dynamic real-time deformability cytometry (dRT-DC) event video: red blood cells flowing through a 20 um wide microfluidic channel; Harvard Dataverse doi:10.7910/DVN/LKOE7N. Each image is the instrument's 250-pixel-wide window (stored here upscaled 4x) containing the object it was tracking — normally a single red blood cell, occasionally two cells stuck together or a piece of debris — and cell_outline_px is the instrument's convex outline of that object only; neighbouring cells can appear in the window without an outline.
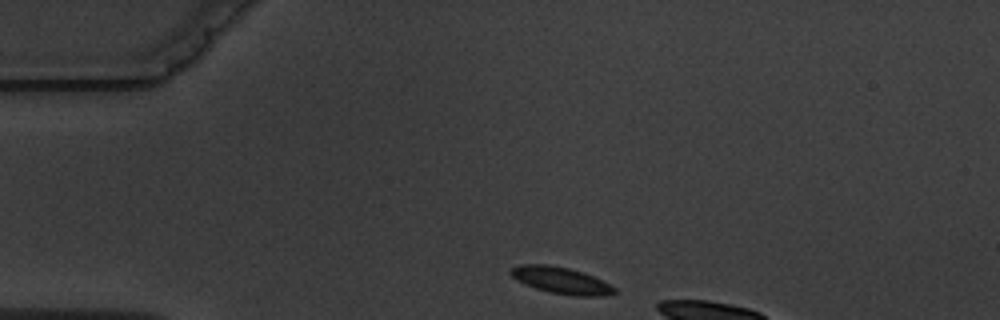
{"species": "common noctule bat (a hibernating species)", "species_latin": "Nyctalus noctula", "temperature_condition": "warm", "stored_images_in_passage": 3, "camera_frame_rate_fps": 3000, "um_per_image_px": 0.085, "animal": {"sex": "male", "body_mass_g": 19.5, "forearm_length_mm": 54.6}, "frame": {"image": 1, "passage_image": 1, "time_ms": 0.0, "image_size_px": [1000, 320], "cell_outline_px": [[616, 292], [604, 296], [576, 296], [548, 292], [524, 284], [516, 280], [508, 272], [508, 268], [520, 264], [548, 264], [568, 268], [584, 272], [616, 288]], "centroid_in_image_um": [47.63, 23.82], "position_along_channel_um": 37.4, "area_um2": 16.18}}